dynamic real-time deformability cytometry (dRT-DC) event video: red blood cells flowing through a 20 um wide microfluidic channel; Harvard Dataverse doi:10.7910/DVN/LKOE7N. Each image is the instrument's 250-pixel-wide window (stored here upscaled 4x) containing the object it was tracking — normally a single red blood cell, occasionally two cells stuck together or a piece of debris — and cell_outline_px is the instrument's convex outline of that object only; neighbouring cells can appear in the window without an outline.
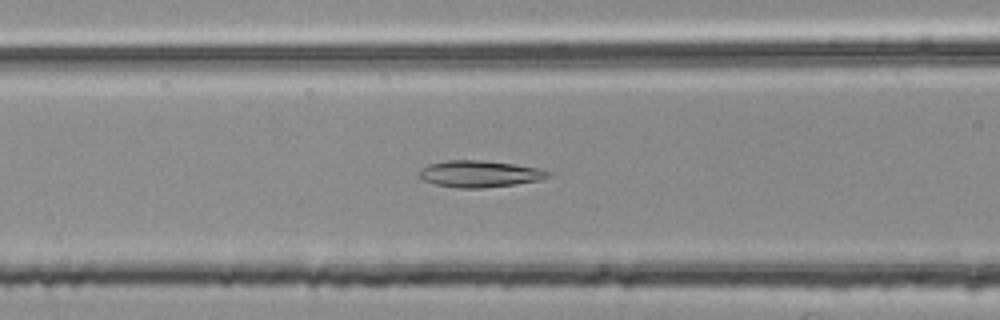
{"species": "common noctule bat (a hibernating species)", "species_latin": "Nyctalus noctula", "temperature_condition": "room temperature", "stored_images_in_passage": 47, "camera_frame_rate_fps": 3000, "um_per_image_px": 0.085, "animal": {"sex": "female", "body_mass_g": 25.1}, "frame": {"image": 1, "passage_image": 19, "time_ms": 6.0, "image_size_px": [1000, 320], "cell_outline_px": [[552, 176], [536, 180], [512, 184], [484, 188], [456, 188], [436, 184], [424, 180], [416, 176], [420, 168], [428, 164], [448, 160], [480, 160], [512, 164], [536, 168], [552, 172]], "centroid_in_image_um": [40.69, 14.77], "position_along_channel_um": 125.9, "area_um2": 19.88}}
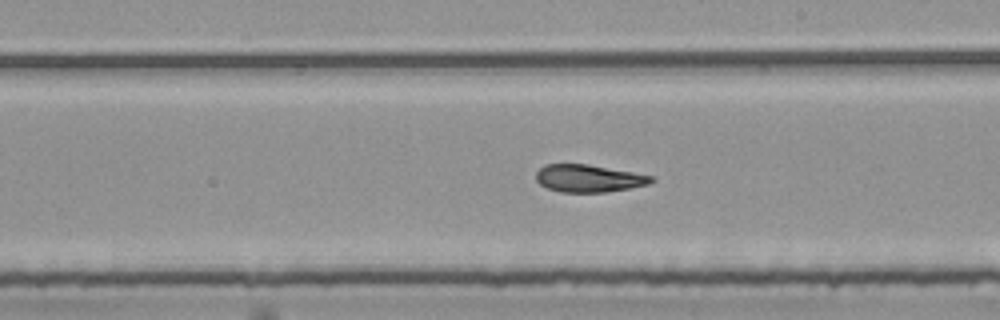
{"frame": {"image": 2, "passage_image": 28, "time_ms": 9.0, "image_size_px": [1000, 320], "cell_outline_px": [[656, 180], [648, 184], [608, 192], [560, 192], [548, 188], [540, 184], [536, 180], [536, 172], [544, 164], [588, 164], [656, 176]], "centroid_in_image_um": [50.06, 15.15], "position_along_channel_um": 238.9, "area_um2": 18.55}}
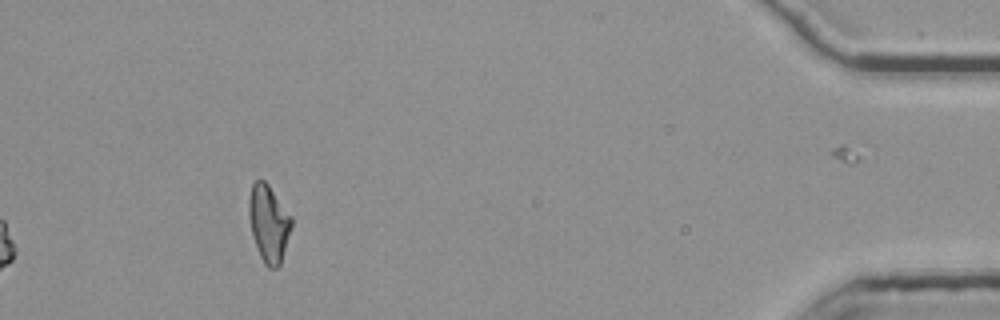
{"frame": {"image": 3, "passage_image": 47, "time_ms": 15.333, "image_size_px": [1000, 320], "cell_outline_px": [[292, 228], [280, 264], [276, 268], [268, 268], [264, 264], [260, 256], [252, 232], [248, 216], [248, 200], [252, 184], [256, 180], [264, 180], [268, 184], [292, 216]], "centroid_in_image_um": [22.85, 18.97], "position_along_channel_um": 412.4, "area_um2": 19.13}, "authors_computed_cell_mechanics": {"area_um2": 19.4208, "velocity_mm_per_s": 3.7791, "shape_relaxation_time_tau1_ms": 8.0091, "shape_relaxation_time_tau2_ms": 2.6064, "deformation_change_tau1": 0.2101, "deformation_change_tau2": 0.0782}}